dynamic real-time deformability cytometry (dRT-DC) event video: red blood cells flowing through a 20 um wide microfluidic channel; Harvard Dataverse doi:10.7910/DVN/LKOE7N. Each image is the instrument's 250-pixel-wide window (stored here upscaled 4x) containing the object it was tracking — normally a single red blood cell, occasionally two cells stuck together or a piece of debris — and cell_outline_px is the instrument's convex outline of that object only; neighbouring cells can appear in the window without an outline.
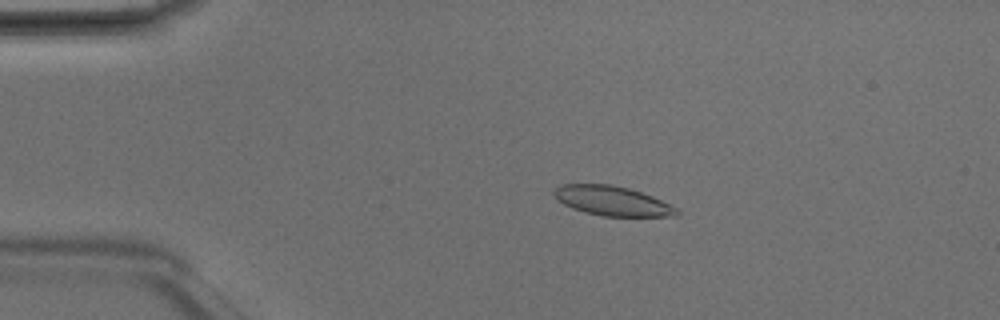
{"species": "Egyptian fruit bat (a non-hibernating species)", "species_latin": "Rousettus aegyptiacus", "temperature_condition": "room temperature", "stored_images_in_passage": 3, "camera_frame_rate_fps": 3000, "um_per_image_px": 0.085, "animal": {"sex": "male"}, "frame": {"image": 1, "passage_image": 2, "time_ms": 0.333, "image_size_px": [1000, 320], "cell_outline_px": [[680, 212], [676, 216], [604, 216], [584, 212], [572, 208], [564, 204], [552, 192], [560, 184], [612, 184], [628, 188], [652, 196], [680, 208]], "centroid_in_image_um": [52.09, 17.07], "position_along_channel_um": 32.9, "area_um2": 21.1}}